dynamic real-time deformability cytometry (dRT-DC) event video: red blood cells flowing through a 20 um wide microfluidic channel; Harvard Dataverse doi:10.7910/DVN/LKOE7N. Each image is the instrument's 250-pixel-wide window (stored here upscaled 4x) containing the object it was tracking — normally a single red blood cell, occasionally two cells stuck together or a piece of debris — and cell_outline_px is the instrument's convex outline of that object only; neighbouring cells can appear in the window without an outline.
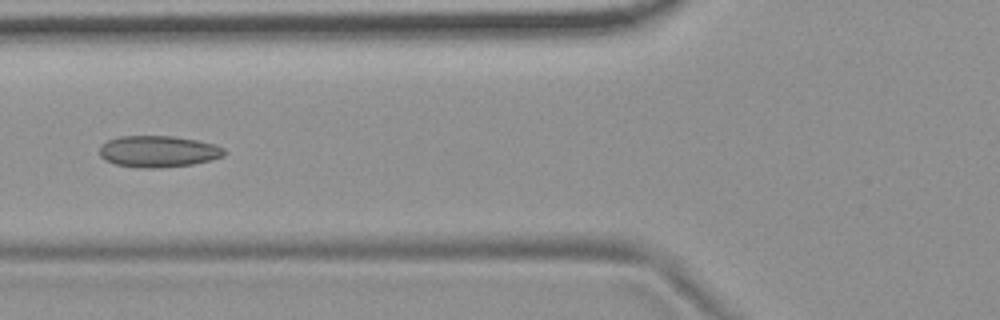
{"species": "common noctule bat (a hibernating species)", "species_latin": "Nyctalus noctula", "temperature_condition": "room temperature", "stored_images_in_passage": 8, "camera_frame_rate_fps": 3000, "um_per_image_px": 0.085, "animal": {"sex": "female", "body_mass_g": 19.9}, "frame": {"image": 1, "passage_image": 5, "time_ms": 4.667, "image_size_px": [1000, 320], "cell_outline_px": [[224, 156], [212, 160], [192, 164], [160, 168], [144, 168], [116, 164], [104, 160], [100, 156], [100, 148], [108, 140], [120, 136], [172, 136], [196, 140], [216, 144], [224, 148]], "centroid_in_image_um": [13.47, 12.87], "position_along_channel_um": 112.3, "area_um2": 22.83}}
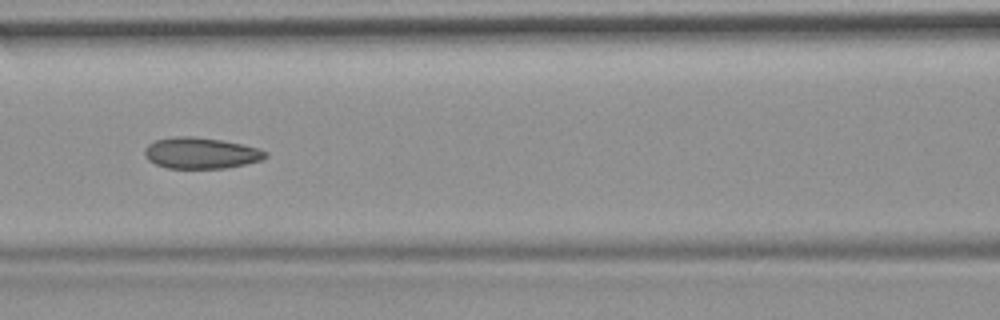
{"frame": {"image": 2, "passage_image": 6, "time_ms": 5.667, "image_size_px": [1000, 320], "cell_outline_px": [[268, 156], [260, 160], [244, 164], [224, 168], [168, 168], [156, 164], [148, 160], [144, 152], [144, 148], [148, 144], [156, 140], [176, 136], [192, 136], [220, 140], [240, 144], [256, 148], [268, 152]], "centroid_in_image_um": [17.04, 13.01], "position_along_channel_um": 149.6, "area_um2": 21.68}}